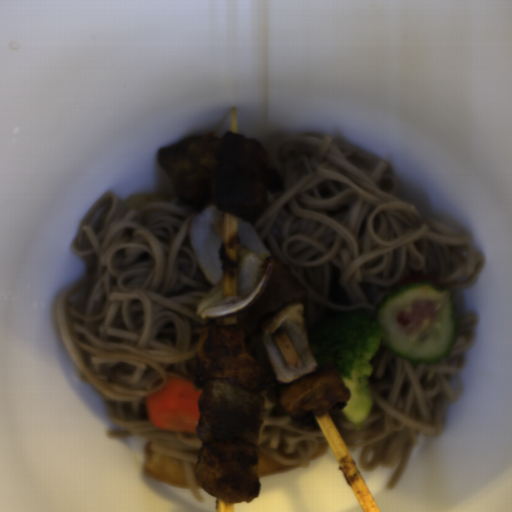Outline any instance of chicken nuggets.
Listing matches in <instances>:
<instances>
[{
	"label": "chicken nuggets",
	"mask_w": 512,
	"mask_h": 512,
	"mask_svg": "<svg viewBox=\"0 0 512 512\" xmlns=\"http://www.w3.org/2000/svg\"><path fill=\"white\" fill-rule=\"evenodd\" d=\"M157 162L184 206L219 211L245 222L264 211L267 191H287L255 138L226 131L183 137L176 145L159 148Z\"/></svg>",
	"instance_id": "90cb4de2"
},
{
	"label": "chicken nuggets",
	"mask_w": 512,
	"mask_h": 512,
	"mask_svg": "<svg viewBox=\"0 0 512 512\" xmlns=\"http://www.w3.org/2000/svg\"><path fill=\"white\" fill-rule=\"evenodd\" d=\"M263 293L246 307L244 317L236 324L214 322L205 324L195 343L198 358L192 372L195 390L214 378L233 379L243 389L259 393L271 386L262 365L247 346V337L277 313L306 295L301 281L277 258Z\"/></svg>",
	"instance_id": "f4ed5422"
},
{
	"label": "chicken nuggets",
	"mask_w": 512,
	"mask_h": 512,
	"mask_svg": "<svg viewBox=\"0 0 512 512\" xmlns=\"http://www.w3.org/2000/svg\"><path fill=\"white\" fill-rule=\"evenodd\" d=\"M259 460L253 443L234 438L203 443L194 469L196 481L228 505L253 502L261 485Z\"/></svg>",
	"instance_id": "cc037f56"
},
{
	"label": "chicken nuggets",
	"mask_w": 512,
	"mask_h": 512,
	"mask_svg": "<svg viewBox=\"0 0 512 512\" xmlns=\"http://www.w3.org/2000/svg\"><path fill=\"white\" fill-rule=\"evenodd\" d=\"M351 396L338 367L322 364L312 372L289 383L277 392L276 400L284 415L306 426H313L314 416L323 415Z\"/></svg>",
	"instance_id": "bb5aeace"
}]
</instances>
